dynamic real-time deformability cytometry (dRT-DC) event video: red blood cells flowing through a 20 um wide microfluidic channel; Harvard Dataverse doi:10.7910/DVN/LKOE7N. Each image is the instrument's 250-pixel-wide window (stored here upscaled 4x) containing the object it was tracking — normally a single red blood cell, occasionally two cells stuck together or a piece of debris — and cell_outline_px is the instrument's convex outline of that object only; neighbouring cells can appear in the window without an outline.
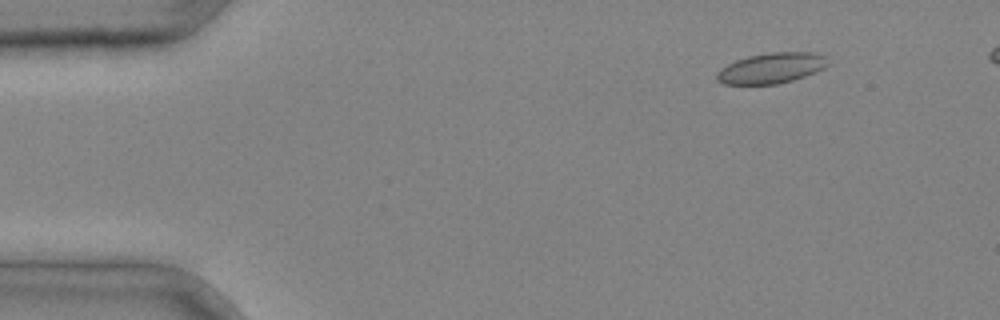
{"species": "common noctule bat (a hibernating species)", "species_latin": "Nyctalus noctula", "temperature_condition": "cold", "stored_images_in_passage": 2, "camera_frame_rate_fps": 3000, "um_per_image_px": 0.085, "animal": {"sex": "male", "body_mass_g": 20.4}, "frame": {"image": 1, "passage_image": 2, "time_ms": 0.333, "image_size_px": [1000, 320], "cell_outline_px": [[828, 64], [824, 68], [816, 72], [792, 80], [776, 84], [724, 84], [716, 80], [716, 72], [720, 68], [736, 60], [748, 56], [772, 52], [816, 52], [824, 56]], "centroid_in_image_um": [65.54, 5.79], "position_along_channel_um": 19.5, "area_um2": 19.71}}